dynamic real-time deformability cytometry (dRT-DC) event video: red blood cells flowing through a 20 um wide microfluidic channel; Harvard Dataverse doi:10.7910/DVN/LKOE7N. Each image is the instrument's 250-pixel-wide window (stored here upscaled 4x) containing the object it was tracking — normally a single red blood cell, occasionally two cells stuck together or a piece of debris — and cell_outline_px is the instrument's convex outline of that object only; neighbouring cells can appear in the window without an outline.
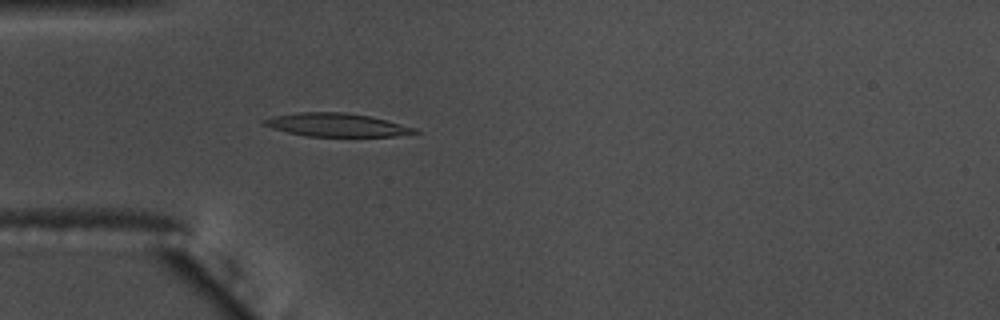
{"species": "common noctule bat (a hibernating species)", "species_latin": "Nyctalus noctula", "temperature_condition": "warm", "stored_images_in_passage": 55, "camera_frame_rate_fps": 3000, "um_per_image_px": 0.085, "animal": {"sex": "male", "body_mass_g": 17.5, "forearm_length_mm": 52.3}, "frame": {"image": 1, "passage_image": 16, "time_ms": 5.0, "image_size_px": [1000, 320], "cell_outline_px": [[420, 132], [396, 136], [308, 136], [288, 132], [272, 128], [260, 124], [260, 120], [272, 116], [300, 112], [344, 112], [368, 116], [416, 128]], "centroid_in_image_um": [28.54, 10.61], "position_along_channel_um": 56.5, "area_um2": 20.29}, "authors_computed_cell_mechanics": {"area_um2": 20.9236, "velocity_mm_per_s": 3.6336, "shape_relaxation_time_tau1_ms": 5.1012, "shape_relaxation_time_tau2_ms": 3.6159, "deformation_change_tau1": 0.2419, "deformation_change_tau2": 0.1287}}